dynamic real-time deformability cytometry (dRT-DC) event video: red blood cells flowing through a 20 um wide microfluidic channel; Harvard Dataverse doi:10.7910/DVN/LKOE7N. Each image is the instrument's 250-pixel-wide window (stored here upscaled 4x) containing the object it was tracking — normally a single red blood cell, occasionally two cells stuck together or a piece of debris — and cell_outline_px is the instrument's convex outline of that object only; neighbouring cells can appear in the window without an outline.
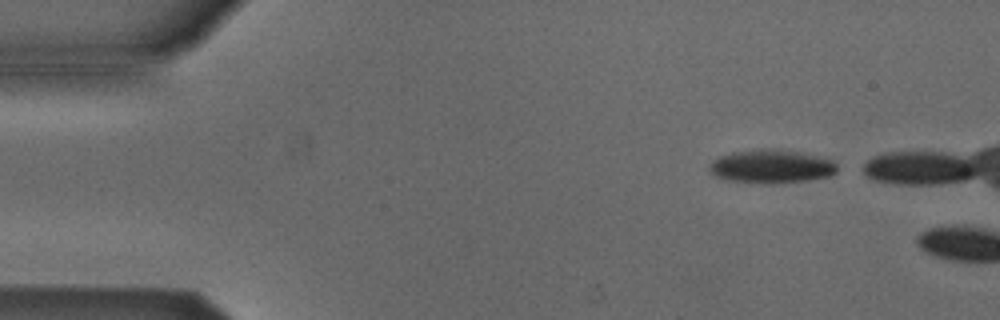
{"species": "Egyptian fruit bat (a non-hibernating species)", "species_latin": "Rousettus aegyptiacus", "temperature_condition": "cold", "stored_images_in_passage": 5, "segment_of_instrument_passage": [2, 2], "camera_frame_rate_fps": 3000, "um_per_image_px": 0.085, "animal": {"sex": "male"}, "frame": {"image": 1, "passage_image": 5, "time_ms": 1.333, "image_size_px": [1000, 320], "cell_outline_px": [[836, 172], [828, 176], [804, 180], [772, 184], [768, 184], [728, 180], [716, 176], [708, 168], [712, 160], [720, 156], [732, 152], [756, 148], [776, 148], [804, 152], [832, 160], [836, 164]], "centroid_in_image_um": [65.55, 14.12], "position_along_channel_um": 19.5, "area_um2": 25.09}}